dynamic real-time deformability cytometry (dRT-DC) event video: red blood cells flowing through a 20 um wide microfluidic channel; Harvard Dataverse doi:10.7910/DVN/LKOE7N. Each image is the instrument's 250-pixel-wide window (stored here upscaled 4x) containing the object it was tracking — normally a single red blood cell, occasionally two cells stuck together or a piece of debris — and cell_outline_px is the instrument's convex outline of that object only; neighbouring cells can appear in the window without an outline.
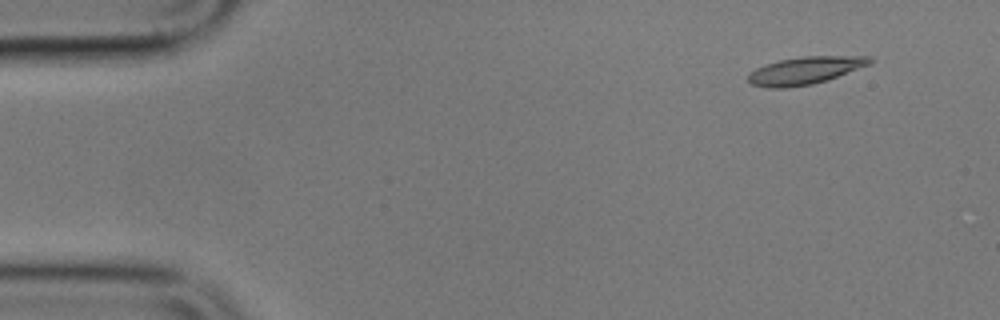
{"species": "common noctule bat (a hibernating species)", "species_latin": "Nyctalus noctula", "temperature_condition": "cold", "stored_images_in_passage": 4, "camera_frame_rate_fps": 3000, "um_per_image_px": 0.085, "animal": {"sex": "male", "body_mass_g": 17.9}, "frame": {"image": 1, "passage_image": 1, "time_ms": 0.0, "image_size_px": [1000, 320], "cell_outline_px": [[876, 60], [872, 64], [828, 80], [812, 84], [788, 88], [768, 88], [752, 84], [748, 80], [748, 76], [756, 68], [780, 60], [804, 56], [872, 56]], "centroid_in_image_um": [68.52, 5.99], "position_along_channel_um": 16.5, "area_um2": 19.59}}
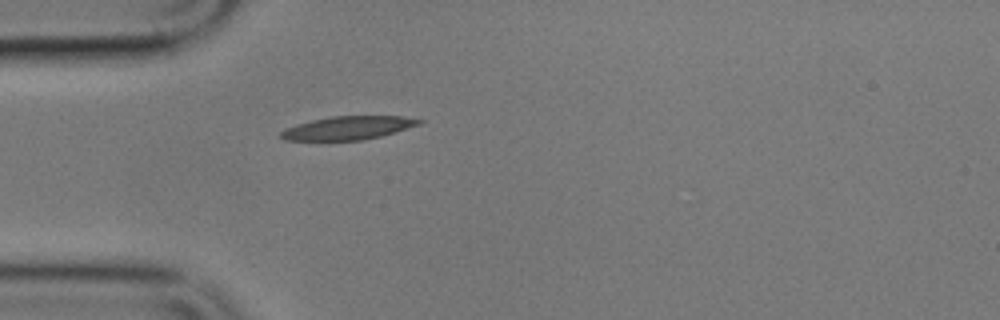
{"frame": {"image": 2, "passage_image": 4, "time_ms": 3.667, "image_size_px": [1000, 320], "cell_outline_px": [[424, 120], [420, 124], [380, 136], [364, 140], [284, 140], [280, 136], [280, 132], [284, 128], [296, 124], [312, 120], [332, 116], [404, 116]], "centroid_in_image_um": [29.55, 10.87], "position_along_channel_um": 55.4, "area_um2": 18.73}}